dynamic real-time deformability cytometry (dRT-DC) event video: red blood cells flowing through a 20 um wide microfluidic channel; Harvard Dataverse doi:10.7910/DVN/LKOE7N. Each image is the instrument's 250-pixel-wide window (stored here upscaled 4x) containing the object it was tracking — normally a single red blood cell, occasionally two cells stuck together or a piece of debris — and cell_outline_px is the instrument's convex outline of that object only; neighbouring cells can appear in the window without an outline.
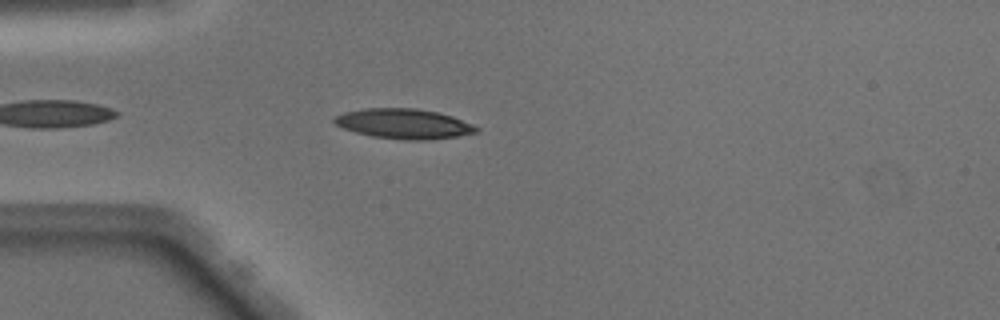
{"species": "Egyptian fruit bat (a non-hibernating species)", "species_latin": "Rousettus aegyptiacus", "temperature_condition": "warm", "stored_images_in_passage": 37, "camera_frame_rate_fps": 3000, "um_per_image_px": 0.085, "animal": {"sex": "male"}, "frame": {"image": 1, "passage_image": 4, "time_ms": 1.0, "image_size_px": [1000, 320], "cell_outline_px": [[480, 128], [476, 132], [456, 136], [432, 140], [404, 140], [372, 136], [356, 132], [344, 128], [336, 124], [332, 120], [336, 116], [344, 112], [368, 108], [416, 108], [436, 112], [452, 116], [472, 124]], "centroid_in_image_um": [34.33, 10.52], "position_along_channel_um": 50.7, "area_um2": 24.62}}
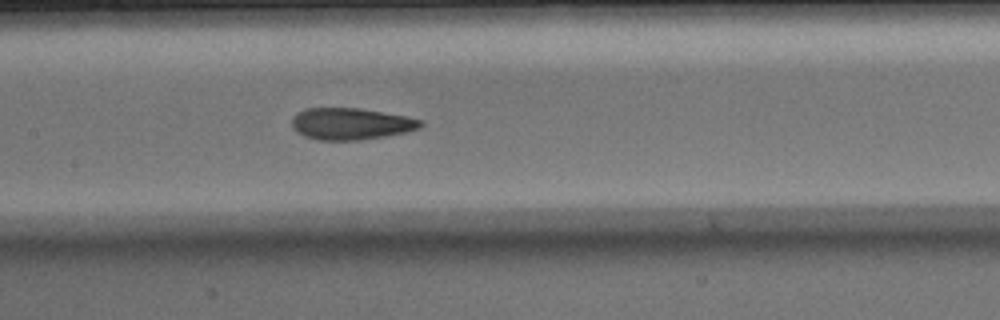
{"frame": {"image": 2, "passage_image": 14, "time_ms": 4.333, "image_size_px": [1000, 320], "cell_outline_px": [[424, 124], [420, 128], [408, 132], [384, 136], [356, 140], [316, 140], [304, 136], [296, 132], [292, 128], [292, 116], [296, 112], [304, 108], [360, 108], [404, 116], [424, 120]], "centroid_in_image_um": [29.8, 10.52], "position_along_channel_um": 177.6, "area_um2": 23.99}}
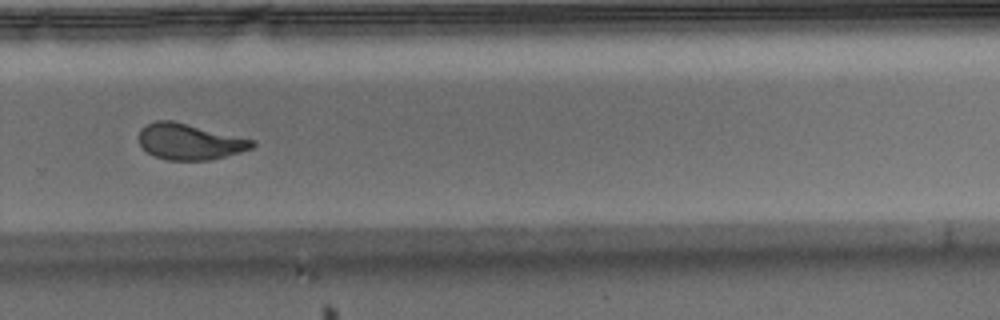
{"frame": {"image": 3, "passage_image": 24, "time_ms": 7.667, "image_size_px": [1000, 320], "cell_outline_px": [[256, 144], [252, 148], [240, 152], [208, 160], [168, 160], [152, 156], [140, 144], [140, 128], [156, 120], [172, 120], [256, 140]], "centroid_in_image_um": [16.13, 12.04], "position_along_channel_um": 313.7, "area_um2": 23.7}, "authors_computed_cell_mechanics": {"area_um2": 24.2182, "velocity_mm_per_s": 4.0949, "shape_relaxation_time_tau1_ms": 5.7858, "shape_relaxation_time_tau2_ms": 1.4858, "deformation_change_tau1": 0.2111, "deformation_change_tau2": 0.0884}}